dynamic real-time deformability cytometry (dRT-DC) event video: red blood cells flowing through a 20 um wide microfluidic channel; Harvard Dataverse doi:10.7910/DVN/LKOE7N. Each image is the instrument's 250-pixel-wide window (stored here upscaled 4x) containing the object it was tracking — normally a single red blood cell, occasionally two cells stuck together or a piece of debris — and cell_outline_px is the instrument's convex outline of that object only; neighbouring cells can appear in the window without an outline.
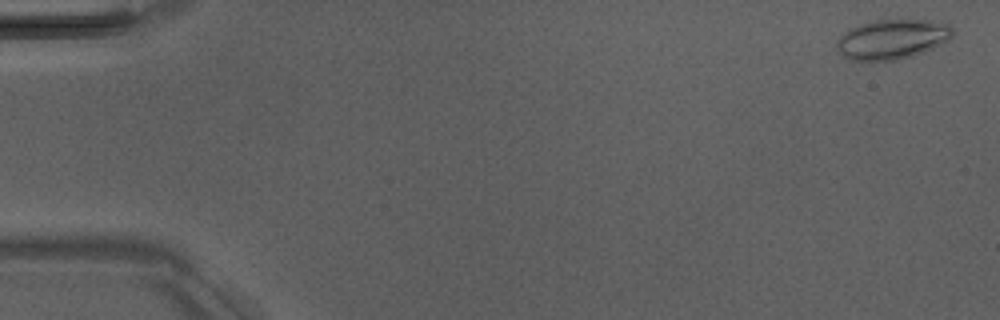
{"species": "Egyptian fruit bat (a non-hibernating species)", "species_latin": "Rousettus aegyptiacus", "temperature_condition": "room temperature", "stored_images_in_passage": 6, "camera_frame_rate_fps": 3000, "um_per_image_px": 0.085, "animal": {"sex": "male"}, "frame": {"image": 1, "passage_image": 1, "time_ms": 0.0, "image_size_px": [1000, 320], "cell_outline_px": [[952, 36], [948, 40], [924, 52], [912, 56], [896, 60], [848, 60], [836, 48], [836, 40], [848, 28], [872, 20], [928, 20], [948, 24], [952, 28]], "centroid_in_image_um": [75.79, 3.33], "position_along_channel_um": 9.2, "area_um2": 26.82}}